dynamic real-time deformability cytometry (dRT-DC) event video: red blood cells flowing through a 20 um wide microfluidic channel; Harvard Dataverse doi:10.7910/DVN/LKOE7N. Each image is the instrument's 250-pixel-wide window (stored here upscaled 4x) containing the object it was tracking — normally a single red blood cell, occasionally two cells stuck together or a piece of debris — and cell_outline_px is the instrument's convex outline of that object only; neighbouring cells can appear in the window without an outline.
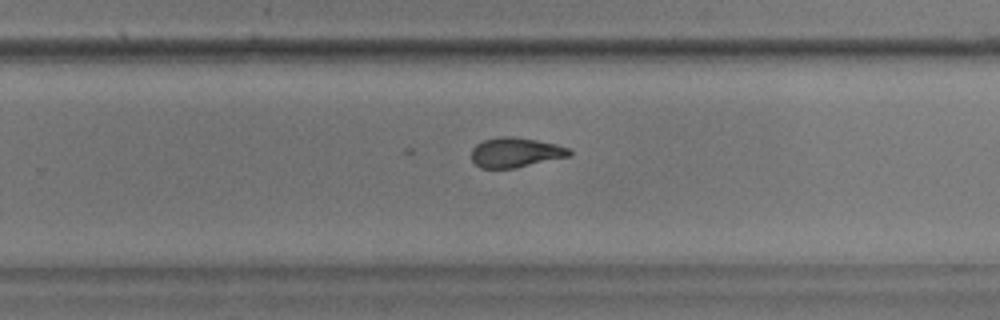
{"species": "common noctule bat (a hibernating species)", "species_latin": "Nyctalus noctula", "temperature_condition": "warm", "stored_images_in_passage": 38, "camera_frame_rate_fps": 3000, "um_per_image_px": 0.085, "animal": {"sex": "male", "body_mass_g": 17.9}, "frame": {"image": 1, "passage_image": 26, "time_ms": 8.333, "image_size_px": [1000, 320], "cell_outline_px": [[572, 152], [568, 156], [516, 168], [480, 168], [472, 160], [472, 148], [476, 144], [484, 140], [500, 136], [512, 136], [536, 140], [556, 144], [568, 148]], "centroid_in_image_um": [43.79, 12.95], "position_along_channel_um": 286.0, "area_um2": 16.88}}
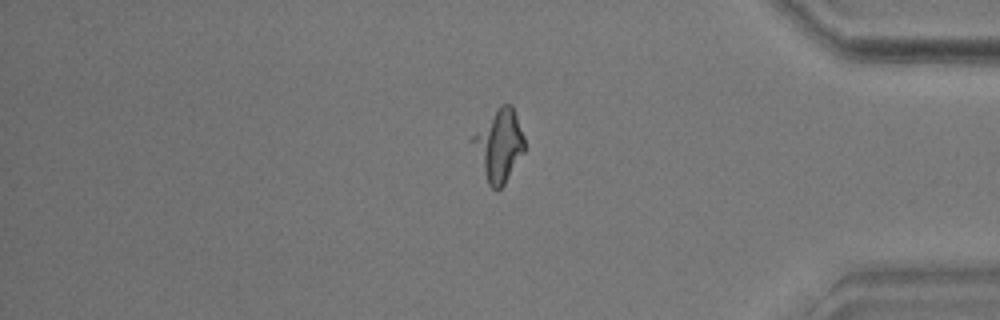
{"frame": {"image": 2, "passage_image": 37, "time_ms": 12.0, "image_size_px": [1000, 320], "cell_outline_px": [[524, 152], [504, 184], [496, 192], [488, 184], [468, 140], [504, 104], [512, 104], [524, 136]], "centroid_in_image_um": [42.4, 12.41], "position_along_channel_um": 392.8, "area_um2": 21.27}}